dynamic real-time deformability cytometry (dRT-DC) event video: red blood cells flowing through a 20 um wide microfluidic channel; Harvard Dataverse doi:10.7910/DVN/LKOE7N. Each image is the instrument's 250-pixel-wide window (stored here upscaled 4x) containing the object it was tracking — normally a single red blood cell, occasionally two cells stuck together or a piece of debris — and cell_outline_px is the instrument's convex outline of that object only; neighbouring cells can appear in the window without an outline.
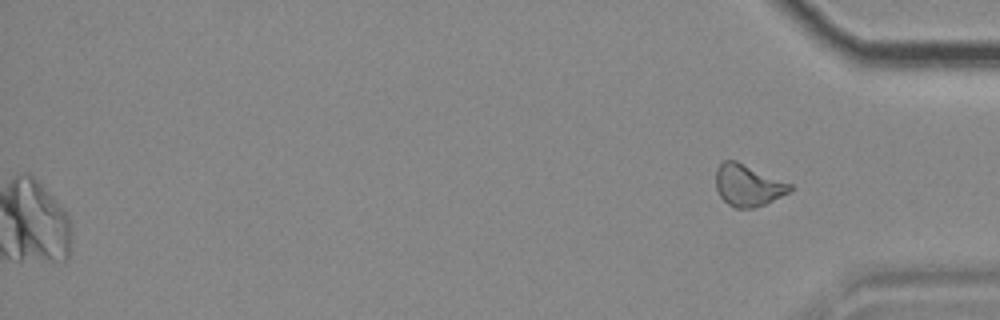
{"species": "common noctule bat (a hibernating species)", "species_latin": "Nyctalus noctula", "temperature_condition": "cold", "stored_images_in_passage": 55, "camera_frame_rate_fps": 3000, "um_per_image_px": 0.085, "animal": {"sex": "female", "body_mass_g": 18.4}, "frame": {"image": 1, "passage_image": 55, "time_ms": 18.0, "image_size_px": [1000, 320], "cell_outline_px": [[792, 188], [788, 192], [764, 204], [752, 208], [736, 208], [728, 204], [720, 196], [716, 188], [716, 168], [724, 160], [736, 160], [792, 184]], "centroid_in_image_um": [63.54, 15.74], "position_along_channel_um": 371.7, "area_um2": 17.8}}